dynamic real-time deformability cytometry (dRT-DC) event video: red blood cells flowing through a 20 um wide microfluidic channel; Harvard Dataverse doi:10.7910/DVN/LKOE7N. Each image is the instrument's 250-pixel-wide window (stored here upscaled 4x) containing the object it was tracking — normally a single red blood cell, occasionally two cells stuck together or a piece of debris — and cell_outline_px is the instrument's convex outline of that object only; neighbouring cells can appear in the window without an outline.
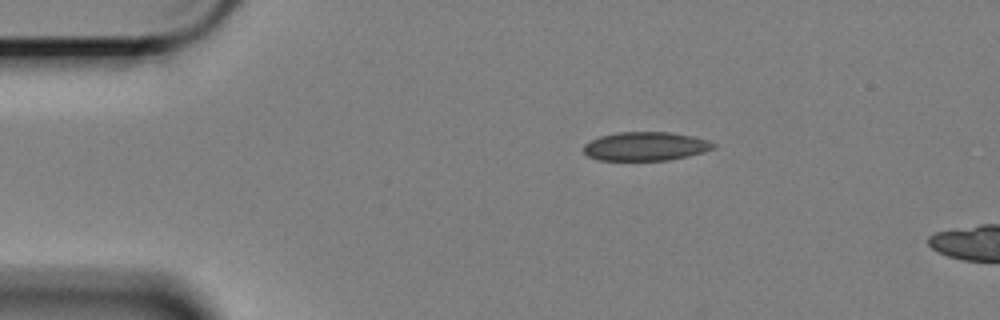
{"species": "Egyptian fruit bat (a non-hibernating species)", "species_latin": "Rousettus aegyptiacus", "temperature_condition": "cold", "stored_images_in_passage": 6, "camera_frame_rate_fps": 3000, "um_per_image_px": 0.085, "animal": {"sex": "female"}, "frame": {"image": 1, "passage_image": 1, "time_ms": 0.0, "image_size_px": [1000, 320], "cell_outline_px": [[716, 148], [704, 152], [688, 156], [668, 160], [600, 160], [588, 156], [584, 152], [584, 144], [600, 136], [616, 132], [672, 132], [692, 136], [708, 140], [716, 144]], "centroid_in_image_um": [54.9, 12.43], "position_along_channel_um": 30.1, "area_um2": 21.79}}